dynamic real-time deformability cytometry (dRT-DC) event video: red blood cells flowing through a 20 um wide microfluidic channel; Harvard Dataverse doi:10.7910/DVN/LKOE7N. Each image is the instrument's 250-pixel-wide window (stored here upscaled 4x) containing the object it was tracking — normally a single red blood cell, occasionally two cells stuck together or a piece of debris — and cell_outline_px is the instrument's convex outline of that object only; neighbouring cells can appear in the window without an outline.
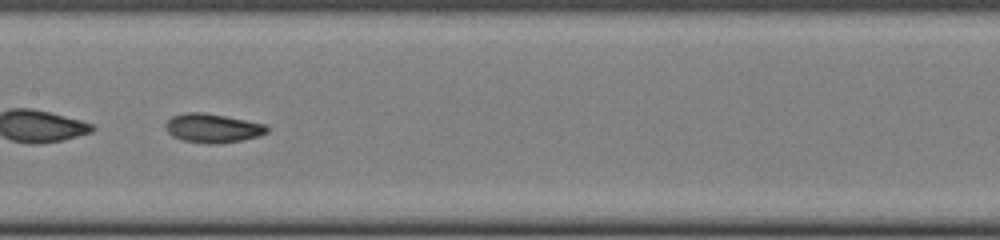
{"species": "common noctule bat (a hibernating species)", "species_latin": "Nyctalus noctula", "temperature_condition": "cold", "stored_images_in_passage": 47, "segment_of_instrument_passage": [2, 2], "camera_frame_rate_fps": 3000, "um_per_image_px": 0.085, "animal": {"sex": "female", "body_mass_g": 22.0, "forearm_length_mm": 56.7}, "frame": {"image": 1, "passage_image": 24, "time_ms": 7.667, "image_size_px": [1000, 240], "cell_outline_px": [[268, 132], [260, 136], [220, 144], [208, 144], [184, 140], [172, 136], [164, 128], [164, 124], [172, 116], [184, 112], [204, 112], [264, 124], [268, 128]], "centroid_in_image_um": [18.04, 10.89], "position_along_channel_um": 189.4, "area_um2": 17.11}}
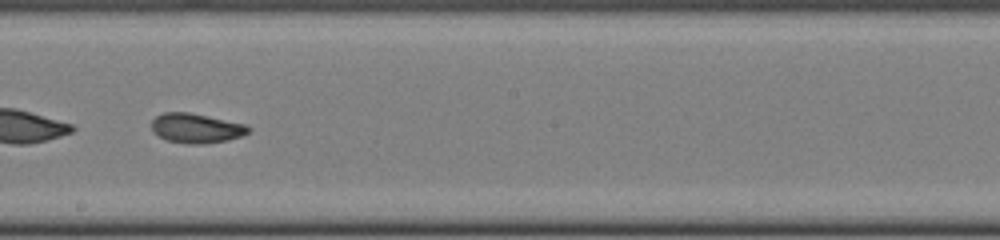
{"frame": {"image": 2, "passage_image": 27, "time_ms": 8.667, "image_size_px": [1000, 240], "cell_outline_px": [[252, 128], [248, 132], [240, 136], [228, 140], [204, 144], [184, 144], [168, 140], [152, 132], [152, 120], [156, 116], [164, 112], [188, 112], [248, 124]], "centroid_in_image_um": [16.69, 10.89], "position_along_channel_um": 231.5, "area_um2": 16.82}}
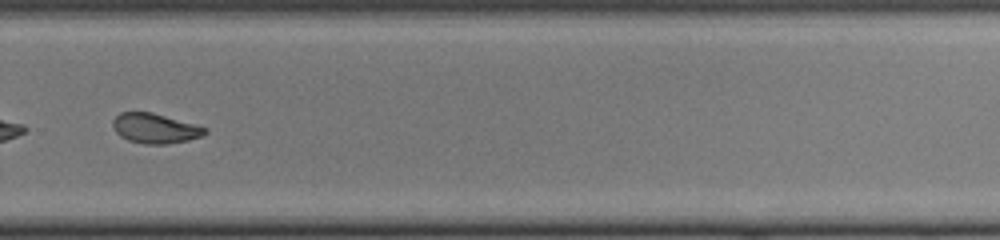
{"frame": {"image": 3, "passage_image": 33, "time_ms": 10.667, "image_size_px": [1000, 240], "cell_outline_px": [[208, 132], [200, 136], [188, 140], [168, 144], [144, 144], [128, 140], [120, 136], [116, 132], [112, 124], [112, 120], [120, 112], [152, 112], [208, 128]], "centroid_in_image_um": [13.17, 10.91], "position_along_channel_um": 316.6, "area_um2": 16.01}}